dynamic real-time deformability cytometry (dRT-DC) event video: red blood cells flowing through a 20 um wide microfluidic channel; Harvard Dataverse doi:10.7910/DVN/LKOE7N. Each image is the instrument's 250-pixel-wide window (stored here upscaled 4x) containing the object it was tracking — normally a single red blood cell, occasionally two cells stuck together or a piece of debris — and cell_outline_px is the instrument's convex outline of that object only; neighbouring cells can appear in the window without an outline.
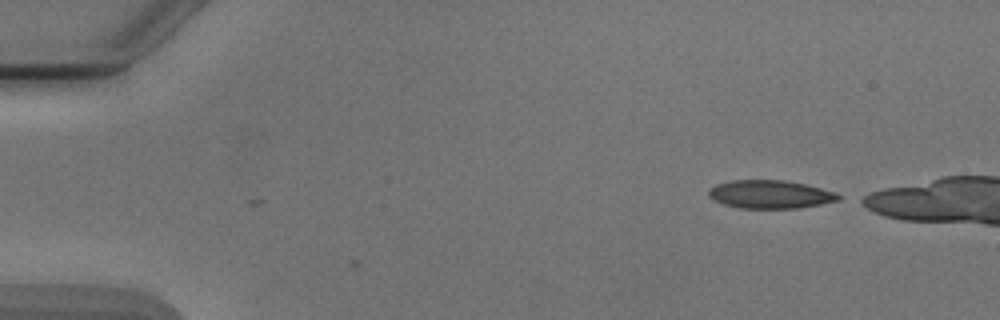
{"species": "Egyptian fruit bat (a non-hibernating species)", "species_latin": "Rousettus aegyptiacus", "temperature_condition": "cold", "stored_images_in_passage": 4, "camera_frame_rate_fps": 3000, "um_per_image_px": 0.085, "animal": {"sex": "male"}, "frame": {"image": 1, "passage_image": 1, "time_ms": 0.0, "image_size_px": [1000, 320], "cell_outline_px": [[840, 200], [820, 204], [796, 208], [740, 208], [724, 204], [712, 200], [708, 196], [708, 188], [716, 184], [732, 180], [784, 180], [804, 184], [836, 192], [840, 196]], "centroid_in_image_um": [65.42, 16.51], "position_along_channel_um": 19.6, "area_um2": 21.33}}
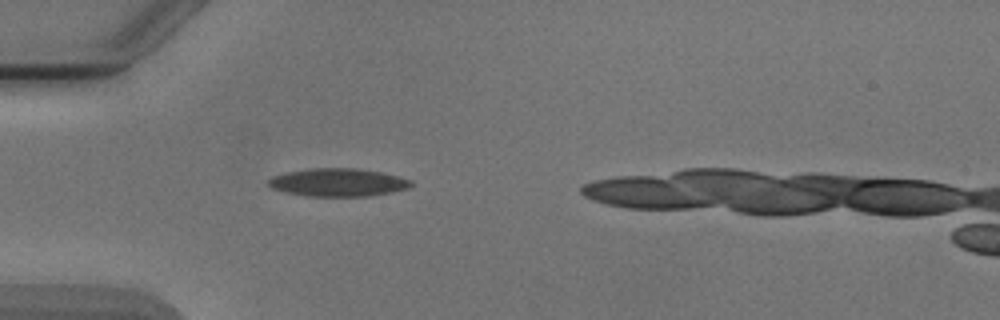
{"frame": {"image": 2, "passage_image": 4, "time_ms": 3.333, "image_size_px": [1000, 320], "cell_outline_px": [[412, 184], [408, 188], [392, 192], [372, 196], [308, 196], [288, 192], [272, 188], [268, 184], [268, 180], [272, 176], [284, 172], [308, 168], [356, 168], [380, 172], [412, 180]], "centroid_in_image_um": [28.72, 15.5], "position_along_channel_um": 56.3, "area_um2": 23.24}}